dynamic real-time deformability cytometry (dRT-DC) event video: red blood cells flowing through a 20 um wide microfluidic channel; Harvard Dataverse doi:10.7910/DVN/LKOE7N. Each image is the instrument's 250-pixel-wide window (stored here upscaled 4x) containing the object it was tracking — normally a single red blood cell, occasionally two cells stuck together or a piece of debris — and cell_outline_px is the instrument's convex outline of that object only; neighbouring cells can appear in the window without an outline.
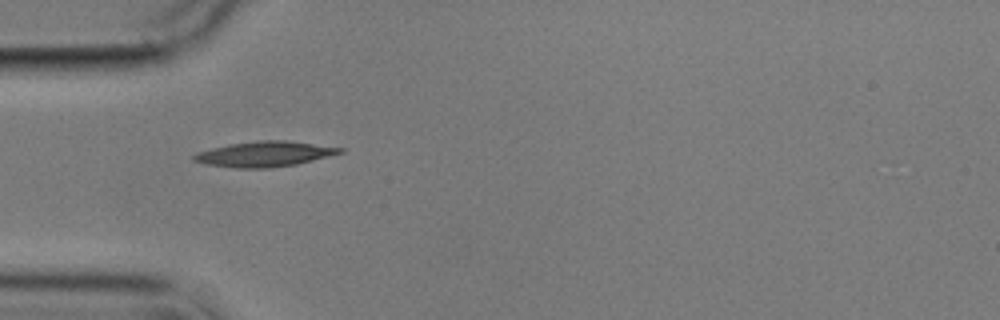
{"species": "common noctule bat (a hibernating species)", "species_latin": "Nyctalus noctula", "temperature_condition": "cold", "stored_images_in_passage": 3, "camera_frame_rate_fps": 3000, "um_per_image_px": 0.085, "animal": {"sex": "male", "body_mass_g": 17.9}, "frame": {"image": 1, "passage_image": 2, "time_ms": 1.333, "image_size_px": [1000, 320], "cell_outline_px": [[344, 152], [296, 164], [268, 168], [236, 168], [204, 164], [192, 160], [192, 156], [196, 152], [228, 144], [256, 140], [284, 140], [344, 148]], "centroid_in_image_um": [22.43, 13.09], "position_along_channel_um": 62.6, "area_um2": 21.5}}
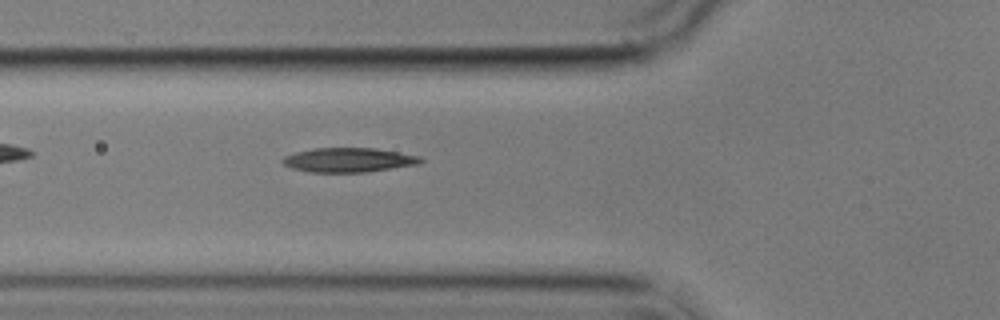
{"frame": {"image": 2, "passage_image": 3, "time_ms": 2.333, "image_size_px": [1000, 320], "cell_outline_px": [[424, 160], [416, 164], [368, 172], [308, 172], [292, 168], [284, 164], [280, 160], [284, 156], [296, 152], [312, 148], [376, 148], [420, 156]], "centroid_in_image_um": [29.6, 13.59], "position_along_channel_um": 96.2, "area_um2": 19.54}}